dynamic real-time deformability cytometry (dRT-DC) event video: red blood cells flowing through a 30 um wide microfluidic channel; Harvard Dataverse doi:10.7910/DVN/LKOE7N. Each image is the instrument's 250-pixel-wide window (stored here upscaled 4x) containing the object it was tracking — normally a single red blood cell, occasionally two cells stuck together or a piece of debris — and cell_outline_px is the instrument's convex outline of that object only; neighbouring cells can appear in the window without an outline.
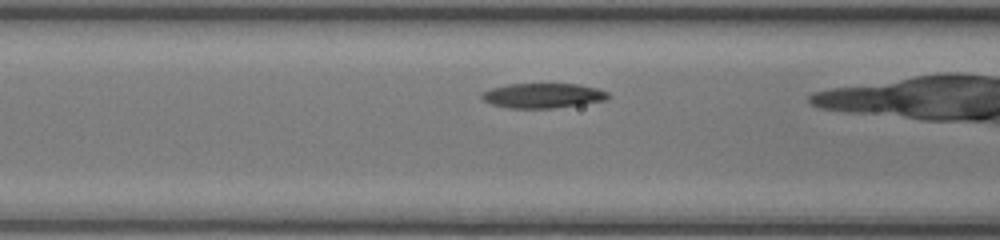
{"species": "common noctule bat (a hibernating species)", "species_latin": "Nyctalus noctula", "temperature_condition": "room temperature", "stored_images_in_passage": 22, "camera_frame_rate_fps": 3000, "um_per_image_px": 0.085, "animal": {"sex": "female", "body_mass_g": 17.0, "forearm_length_mm": 48.0}, "frame": {"image": 1, "passage_image": 3, "time_ms": 0.667, "image_size_px": [1000, 240], "cell_outline_px": [[608, 100], [556, 108], [508, 108], [492, 104], [484, 100], [480, 96], [480, 92], [492, 88], [508, 84], [580, 84], [596, 88], [608, 92]], "centroid_in_image_um": [46.14, 8.13], "position_along_channel_um": 120.5, "area_um2": 18.32}}
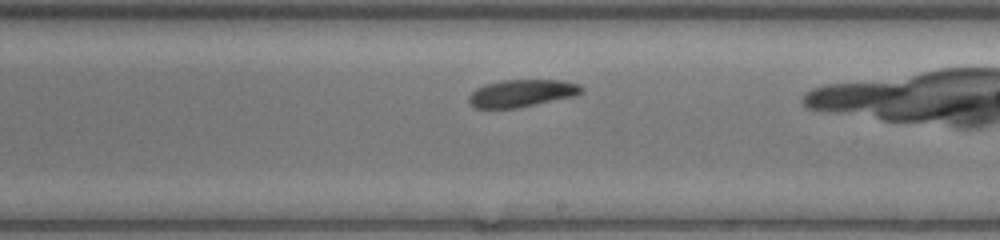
{"frame": {"image": 2, "passage_image": 12, "time_ms": 3.667, "image_size_px": [1000, 240], "cell_outline_px": [[584, 92], [576, 96], [516, 108], [476, 108], [468, 100], [468, 96], [476, 88], [484, 84], [504, 80], [564, 80], [580, 84], [584, 88]], "centroid_in_image_um": [44.4, 7.91], "position_along_channel_um": 244.6, "area_um2": 18.09}}
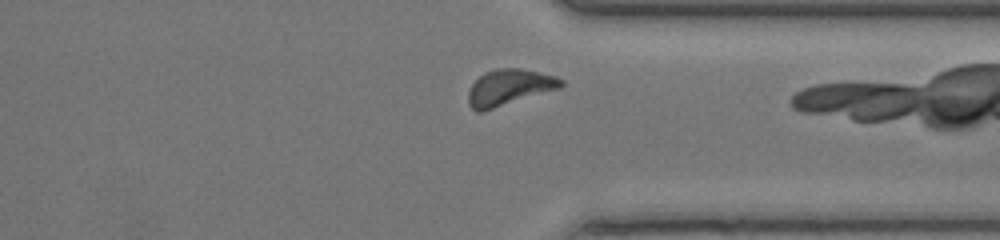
{"frame": {"image": 3, "passage_image": 21, "time_ms": 6.667, "image_size_px": [1000, 240], "cell_outline_px": [[564, 84], [560, 88], [484, 112], [476, 112], [468, 104], [468, 92], [472, 84], [484, 72], [496, 68], [520, 68], [556, 76], [564, 80]], "centroid_in_image_um": [43.27, 7.44], "position_along_channel_um": 368.1, "area_um2": 19.71}}